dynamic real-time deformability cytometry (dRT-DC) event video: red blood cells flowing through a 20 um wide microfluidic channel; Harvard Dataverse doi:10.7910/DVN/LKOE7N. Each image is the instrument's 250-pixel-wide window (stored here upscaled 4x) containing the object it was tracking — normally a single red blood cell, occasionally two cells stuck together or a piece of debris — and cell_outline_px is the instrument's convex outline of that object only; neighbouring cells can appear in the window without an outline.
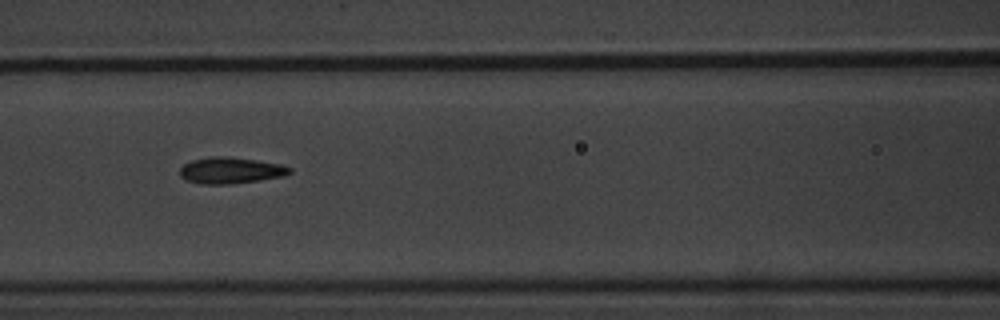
{"species": "common noctule bat (a hibernating species)", "species_latin": "Nyctalus noctula", "temperature_condition": "warm", "stored_images_in_passage": 10, "camera_frame_rate_fps": 3000, "um_per_image_px": 0.085, "animal": {"sex": "male", "body_mass_g": 20.1, "forearm_length_mm": 53.5}, "frame": {"image": 1, "passage_image": 7, "time_ms": 8.0, "image_size_px": [1000, 320], "cell_outline_px": [[292, 172], [284, 176], [260, 180], [232, 184], [200, 184], [184, 180], [180, 176], [180, 168], [184, 164], [192, 160], [208, 156], [228, 156], [256, 160], [280, 164], [292, 168]], "centroid_in_image_um": [19.58, 14.49], "position_along_channel_um": 147.0, "area_um2": 17.05}}